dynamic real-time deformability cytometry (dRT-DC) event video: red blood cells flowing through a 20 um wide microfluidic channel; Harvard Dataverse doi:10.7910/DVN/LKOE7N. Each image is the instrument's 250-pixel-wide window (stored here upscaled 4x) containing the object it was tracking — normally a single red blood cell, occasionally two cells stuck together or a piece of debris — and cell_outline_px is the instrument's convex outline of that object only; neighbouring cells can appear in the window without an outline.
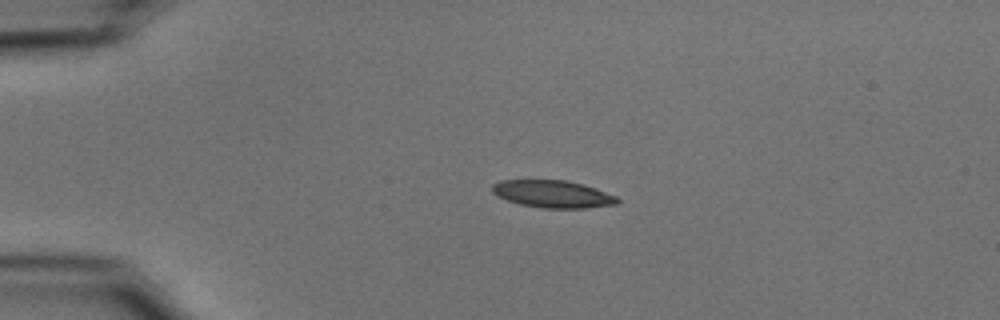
{"species": "common noctule bat (a hibernating species)", "species_latin": "Nyctalus noctula", "temperature_condition": "cold", "stored_images_in_passage": 43, "camera_frame_rate_fps": 3000, "um_per_image_px": 0.085, "animal": {"sex": "male", "body_mass_g": 15.6}, "frame": {"image": 1, "passage_image": 1, "time_ms": 0.0, "image_size_px": [1000, 320], "cell_outline_px": [[620, 200], [616, 204], [584, 208], [544, 208], [520, 204], [508, 200], [492, 192], [492, 184], [500, 180], [564, 180], [580, 184], [616, 196]], "centroid_in_image_um": [46.95, 16.49], "position_along_channel_um": 38.0, "area_um2": 19.54}}
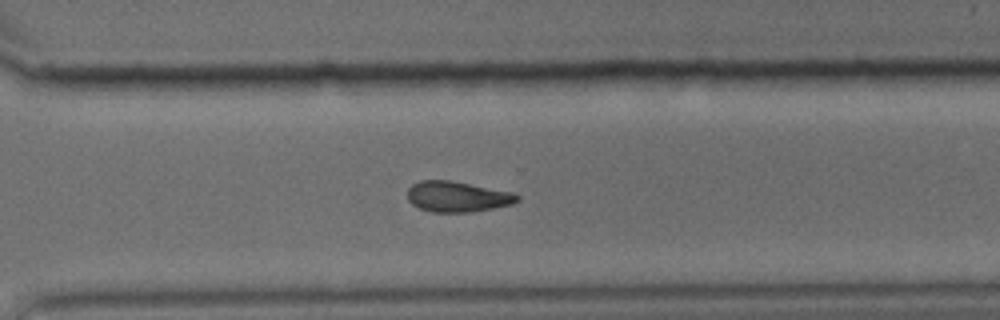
{"frame": {"image": 2, "passage_image": 28, "time_ms": 9.0, "image_size_px": [1000, 320], "cell_outline_px": [[520, 200], [512, 204], [472, 212], [432, 212], [420, 208], [412, 204], [408, 200], [408, 188], [412, 184], [420, 180], [452, 180], [512, 192], [520, 196]], "centroid_in_image_um": [38.87, 16.71], "position_along_channel_um": 331.7, "area_um2": 19.65}}
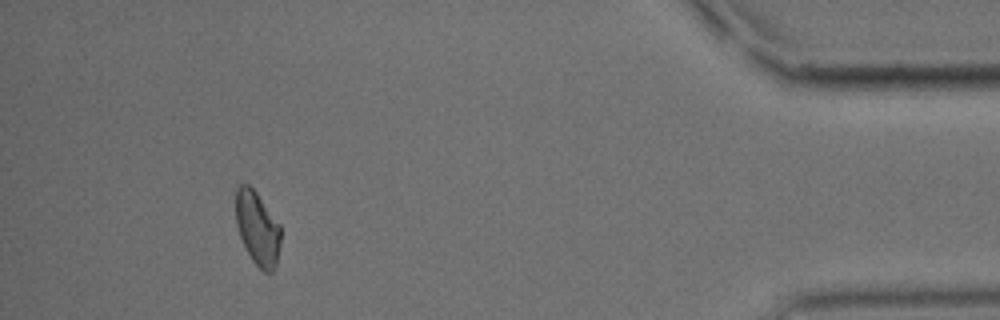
{"frame": {"image": 3, "passage_image": 39, "time_ms": 12.667, "image_size_px": [1000, 320], "cell_outline_px": [[280, 244], [276, 264], [272, 272], [264, 272], [252, 260], [240, 236], [236, 224], [236, 188], [240, 184], [248, 184], [256, 192], [280, 224]], "centroid_in_image_um": [21.88, 19.39], "position_along_channel_um": 413.3, "area_um2": 19.07}, "authors_computed_cell_mechanics": {"area_um2": 19.941, "velocity_mm_per_s": 3.6923, "shape_relaxation_time_tau1_ms": 5.7214, "shape_relaxation_time_tau2_ms": 5.4963, "deformation_change_tau1": 0.1361, "deformation_change_tau2": 0.1267}}